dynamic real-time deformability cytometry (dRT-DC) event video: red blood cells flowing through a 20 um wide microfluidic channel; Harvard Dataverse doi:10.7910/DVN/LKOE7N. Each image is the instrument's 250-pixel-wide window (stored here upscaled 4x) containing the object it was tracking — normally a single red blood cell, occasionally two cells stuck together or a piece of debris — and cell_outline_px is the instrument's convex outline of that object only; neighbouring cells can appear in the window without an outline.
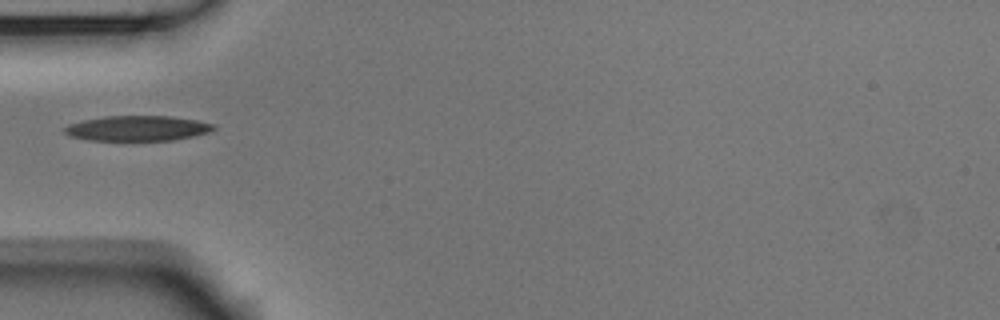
{"species": "Egyptian fruit bat (a non-hibernating species)", "species_latin": "Rousettus aegyptiacus", "temperature_condition": "room temperature", "stored_images_in_passage": 2, "camera_frame_rate_fps": 3000, "um_per_image_px": 0.085, "animal": {"sex": "male"}, "frame": {"image": 1, "passage_image": 1, "time_ms": 0.0, "image_size_px": [1000, 320], "cell_outline_px": [[216, 128], [208, 132], [192, 136], [172, 140], [88, 140], [72, 136], [64, 132], [64, 128], [68, 124], [84, 120], [104, 116], [172, 116], [196, 120], [216, 124]], "centroid_in_image_um": [11.7, 10.9], "position_along_channel_um": 73.3, "area_um2": 21.73}}
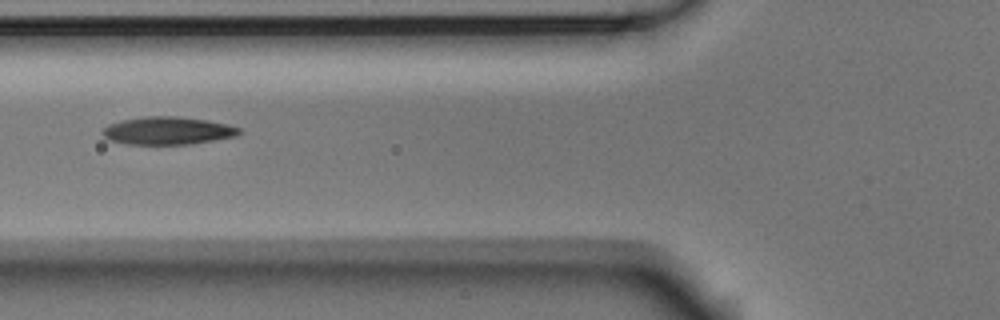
{"frame": {"image": 2, "passage_image": 2, "time_ms": 0.333, "image_size_px": [1000, 320], "cell_outline_px": [[240, 132], [236, 136], [192, 144], [128, 144], [112, 140], [104, 136], [100, 132], [108, 124], [120, 120], [144, 116], [176, 116], [208, 120], [228, 124], [240, 128]], "centroid_in_image_um": [14.25, 11.1], "position_along_channel_um": 111.6, "area_um2": 22.14}}